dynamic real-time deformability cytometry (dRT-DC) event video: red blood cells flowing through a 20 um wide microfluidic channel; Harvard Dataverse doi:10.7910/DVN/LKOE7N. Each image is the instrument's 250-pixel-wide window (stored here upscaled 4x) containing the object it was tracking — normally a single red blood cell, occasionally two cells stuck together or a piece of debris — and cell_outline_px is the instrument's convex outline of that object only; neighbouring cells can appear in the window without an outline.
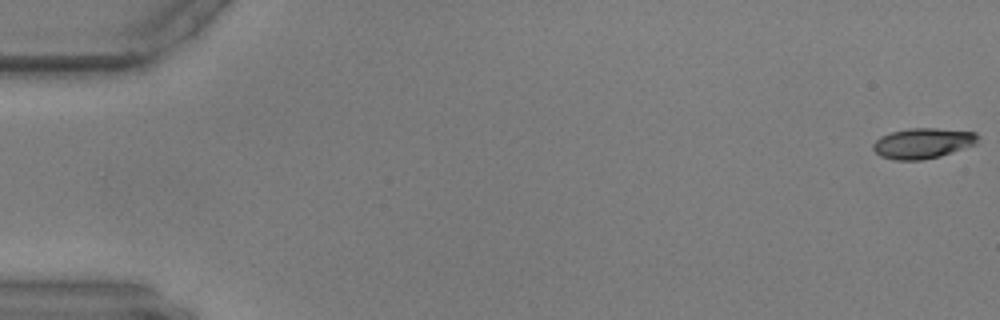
{"species": "common noctule bat (a hibernating species)", "species_latin": "Nyctalus noctula", "temperature_condition": "warm", "stored_images_in_passage": 59, "camera_frame_rate_fps": 3000, "um_per_image_px": 0.085, "animal": {"sex": "male", "body_mass_g": 17.9, "forearm_length_mm": 54.2}, "frame": {"image": 1, "passage_image": 1, "time_ms": 0.0, "image_size_px": [1000, 320], "cell_outline_px": [[980, 136], [976, 144], [940, 156], [924, 160], [896, 160], [880, 156], [872, 148], [872, 144], [880, 136], [892, 132], [912, 128], [936, 128], [976, 132]], "centroid_in_image_um": [78.44, 12.18], "position_along_channel_um": 6.6, "area_um2": 18.61}}
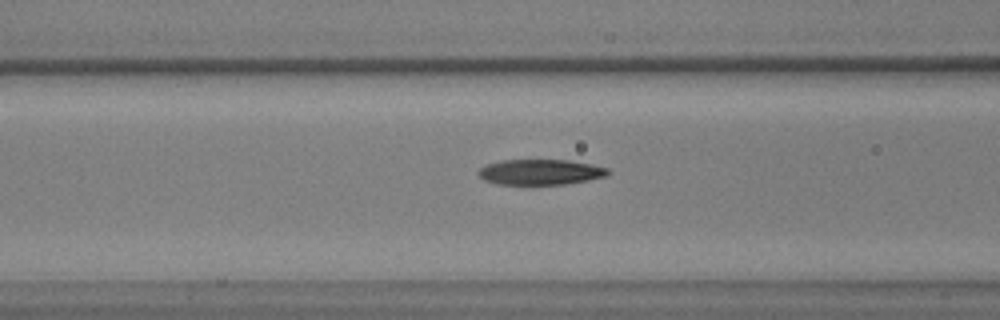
{"frame": {"image": 2, "passage_image": 24, "time_ms": 7.667, "image_size_px": [1000, 320], "cell_outline_px": [[612, 172], [604, 176], [588, 180], [564, 184], [496, 184], [484, 180], [476, 172], [480, 168], [488, 164], [504, 160], [568, 160], [592, 164], [608, 168]], "centroid_in_image_um": [45.94, 14.62], "position_along_channel_um": 120.7, "area_um2": 19.13}}
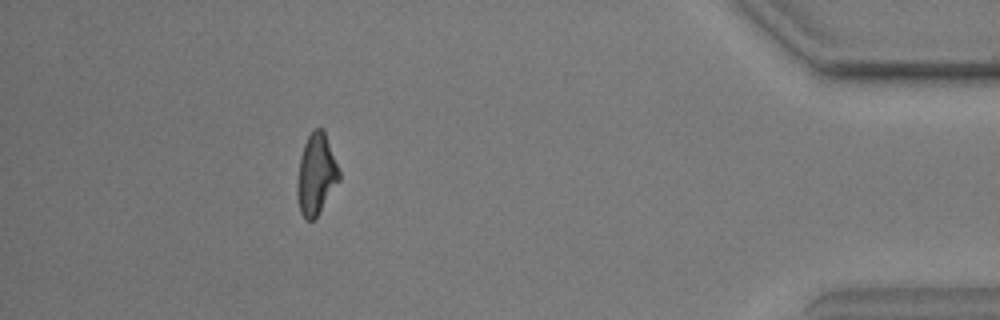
{"frame": {"image": 3, "passage_image": 53, "time_ms": 17.333, "image_size_px": [1000, 320], "cell_outline_px": [[340, 180], [316, 216], [312, 220], [304, 220], [300, 212], [296, 196], [296, 184], [300, 156], [304, 144], [312, 128], [324, 128], [340, 172]], "centroid_in_image_um": [26.85, 14.79], "position_along_channel_um": 408.3, "area_um2": 19.94}}